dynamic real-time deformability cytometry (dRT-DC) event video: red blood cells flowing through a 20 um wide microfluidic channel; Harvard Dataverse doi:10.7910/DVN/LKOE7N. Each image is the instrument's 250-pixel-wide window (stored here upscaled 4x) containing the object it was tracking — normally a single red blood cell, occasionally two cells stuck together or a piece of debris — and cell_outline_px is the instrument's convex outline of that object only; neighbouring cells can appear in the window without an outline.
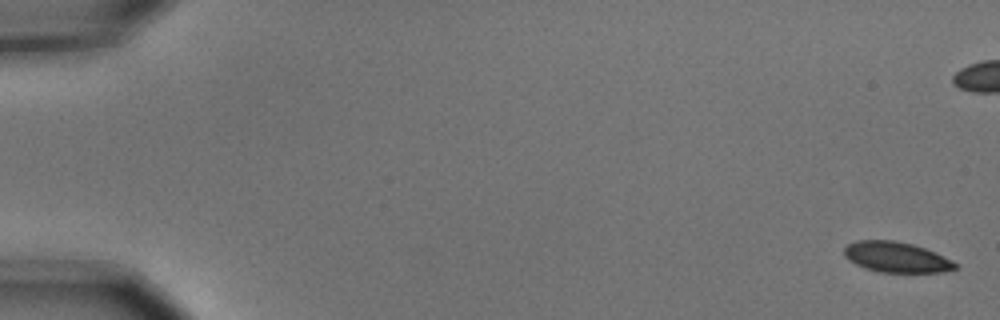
{"species": "common noctule bat (a hibernating species)", "species_latin": "Nyctalus noctula", "temperature_condition": "cold", "stored_images_in_passage": 6, "camera_frame_rate_fps": 3000, "um_per_image_px": 0.085, "animal": {"sex": "male", "body_mass_g": 15.6}, "frame": {"image": 1, "passage_image": 1, "time_ms": 0.0, "image_size_px": [1000, 320], "cell_outline_px": [[956, 268], [940, 272], [880, 272], [864, 268], [848, 260], [844, 256], [844, 248], [848, 244], [856, 240], [896, 240], [912, 244], [936, 252], [952, 260], [956, 264]], "centroid_in_image_um": [76.15, 21.85], "position_along_channel_um": 8.8, "area_um2": 19.71}}
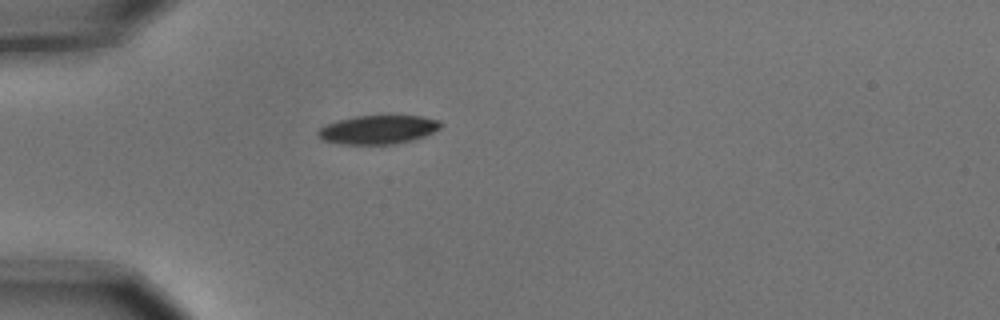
{"frame": {"image": 2, "passage_image": 6, "time_ms": 1.667, "image_size_px": [1000, 320], "cell_outline_px": [[440, 128], [424, 136], [412, 140], [392, 144], [340, 144], [324, 140], [316, 136], [316, 132], [320, 128], [328, 124], [340, 120], [356, 116], [424, 116], [440, 120]], "centroid_in_image_um": [32.13, 11.02], "position_along_channel_um": 52.9, "area_um2": 20.35}}